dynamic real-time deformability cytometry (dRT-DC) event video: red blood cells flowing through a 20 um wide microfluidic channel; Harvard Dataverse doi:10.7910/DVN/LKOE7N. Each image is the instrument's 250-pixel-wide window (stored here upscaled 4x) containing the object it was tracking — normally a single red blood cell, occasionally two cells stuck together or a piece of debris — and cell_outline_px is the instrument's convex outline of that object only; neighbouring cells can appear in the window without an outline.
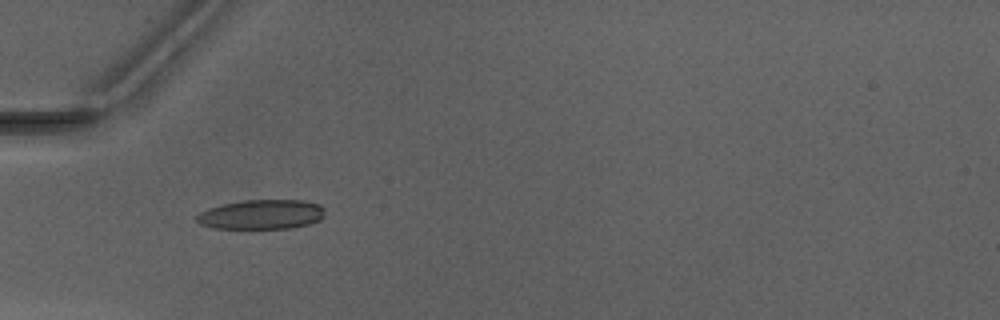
{"species": "Egyptian fruit bat (a non-hibernating species)", "species_latin": "Rousettus aegyptiacus", "temperature_condition": "warm", "stored_images_in_passage": 29, "camera_frame_rate_fps": 3000, "um_per_image_px": 0.085, "animal": {"sex": "male"}, "frame": {"image": 1, "passage_image": 1, "time_ms": 0.0, "image_size_px": [1000, 320], "cell_outline_px": [[324, 216], [320, 220], [308, 224], [292, 228], [216, 228], [200, 224], [196, 220], [196, 216], [200, 212], [208, 208], [224, 204], [244, 200], [304, 200], [320, 204], [324, 208]], "centroid_in_image_um": [22.26, 18.22], "position_along_channel_um": 62.7, "area_um2": 22.08}}
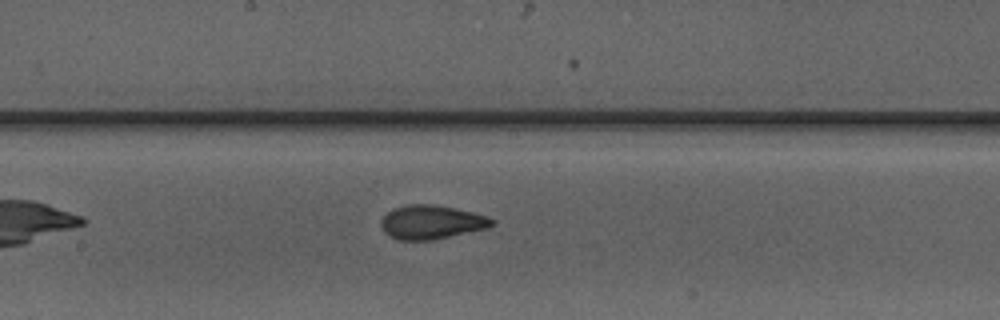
{"frame": {"image": 2, "passage_image": 12, "time_ms": 3.667, "image_size_px": [1000, 320], "cell_outline_px": [[496, 224], [488, 228], [432, 240], [396, 240], [388, 236], [384, 232], [380, 224], [380, 220], [392, 208], [408, 204], [432, 204], [472, 212], [488, 216], [496, 220]], "centroid_in_image_um": [36.66, 18.89], "position_along_channel_um": 211.5, "area_um2": 22.08}}
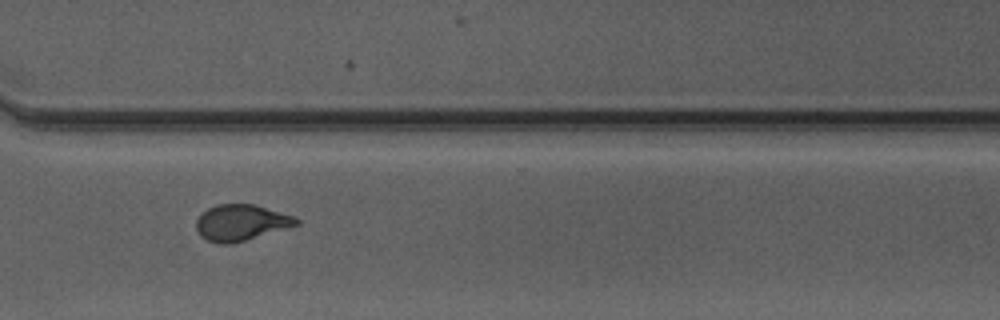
{"frame": {"image": 3, "passage_image": 22, "time_ms": 7.0, "image_size_px": [1000, 320], "cell_outline_px": [[300, 224], [244, 240], [228, 244], [220, 244], [208, 240], [200, 236], [196, 228], [196, 220], [208, 208], [216, 204], [256, 204], [296, 216], [300, 220]], "centroid_in_image_um": [20.51, 18.9], "position_along_channel_um": 350.1, "area_um2": 20.98}}